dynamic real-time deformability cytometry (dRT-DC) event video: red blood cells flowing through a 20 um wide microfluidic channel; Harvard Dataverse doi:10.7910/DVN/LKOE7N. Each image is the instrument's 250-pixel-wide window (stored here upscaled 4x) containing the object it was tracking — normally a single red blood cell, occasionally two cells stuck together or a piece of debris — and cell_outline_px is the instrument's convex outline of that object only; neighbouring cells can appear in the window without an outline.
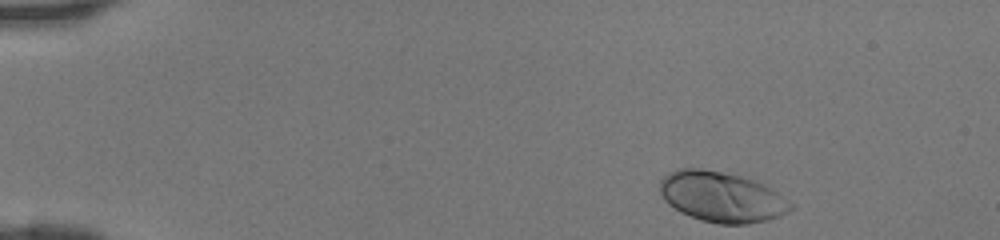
{"species": "human", "species_latin": "Homo sapiens", "temperature_condition": "room temperature", "stored_images_in_passage": 40, "camera_frame_rate_fps": 3000, "um_per_image_px": 0.085, "donor": {"sex": "female"}, "frame": {"image": 1, "passage_image": 1, "time_ms": 0.0, "image_size_px": [1000, 240], "cell_outline_px": [[796, 208], [780, 216], [768, 220], [744, 224], [716, 224], [700, 220], [680, 212], [668, 204], [664, 200], [660, 192], [660, 180], [668, 172], [676, 168], [700, 168], [740, 176], [756, 180], [772, 188], [796, 204]], "centroid_in_image_um": [61.38, 16.74], "position_along_channel_um": 23.6, "area_um2": 38.96}}
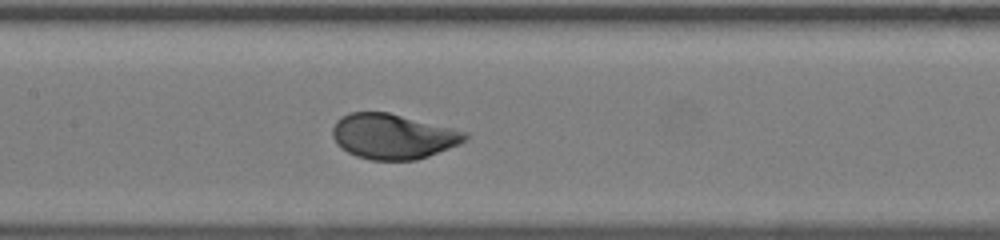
{"frame": {"image": 2, "passage_image": 18, "time_ms": 5.667, "image_size_px": [1000, 240], "cell_outline_px": [[468, 136], [460, 144], [428, 156], [416, 160], [372, 160], [356, 156], [348, 152], [332, 136], [332, 128], [336, 120], [340, 116], [348, 112], [388, 112], [468, 132]], "centroid_in_image_um": [33.39, 11.58], "position_along_channel_um": 174.0, "area_um2": 34.68}}
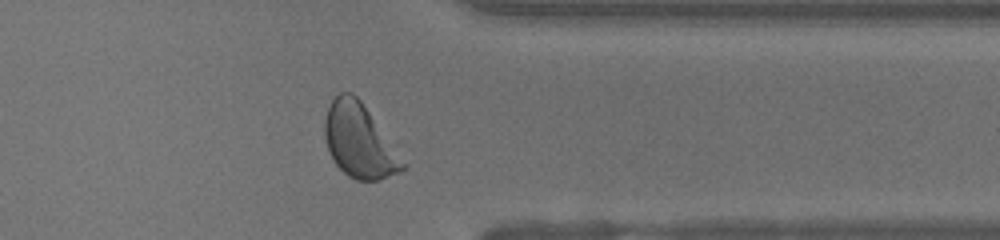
{"frame": {"image": 3, "passage_image": 32, "time_ms": 10.333, "image_size_px": [1000, 240], "cell_outline_px": [[408, 168], [376, 180], [356, 180], [348, 176], [332, 160], [324, 136], [324, 120], [328, 108], [332, 100], [340, 92], [352, 92], [360, 100], [408, 164]], "centroid_in_image_um": [30.54, 11.98], "position_along_channel_um": 380.9, "area_um2": 33.35}}